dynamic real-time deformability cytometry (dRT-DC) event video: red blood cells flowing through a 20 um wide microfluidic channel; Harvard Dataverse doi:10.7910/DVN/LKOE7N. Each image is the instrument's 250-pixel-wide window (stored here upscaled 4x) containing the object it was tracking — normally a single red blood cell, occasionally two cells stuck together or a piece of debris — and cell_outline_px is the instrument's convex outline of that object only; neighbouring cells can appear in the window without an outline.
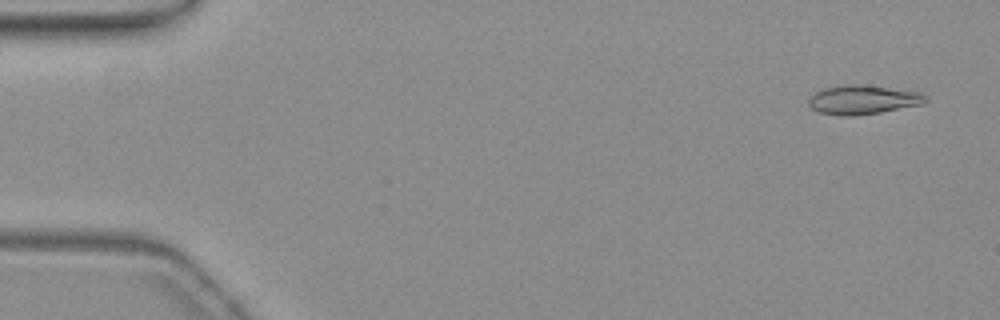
{"species": "common noctule bat (a hibernating species)", "species_latin": "Nyctalus noctula", "temperature_condition": "warm", "stored_images_in_passage": 11, "camera_frame_rate_fps": 3000, "um_per_image_px": 0.085, "animal": {"sex": "female", "body_mass_g": 19.3, "forearm_length_mm": 54.1}, "frame": {"image": 1, "passage_image": 1, "time_ms": 0.0, "image_size_px": [1000, 320], "cell_outline_px": [[928, 100], [924, 104], [880, 112], [852, 116], [840, 116], [816, 112], [808, 104], [808, 100], [816, 92], [824, 88], [848, 84], [856, 84], [916, 92], [928, 96]], "centroid_in_image_um": [73.32, 8.5], "position_along_channel_um": 11.7, "area_um2": 19.59}}